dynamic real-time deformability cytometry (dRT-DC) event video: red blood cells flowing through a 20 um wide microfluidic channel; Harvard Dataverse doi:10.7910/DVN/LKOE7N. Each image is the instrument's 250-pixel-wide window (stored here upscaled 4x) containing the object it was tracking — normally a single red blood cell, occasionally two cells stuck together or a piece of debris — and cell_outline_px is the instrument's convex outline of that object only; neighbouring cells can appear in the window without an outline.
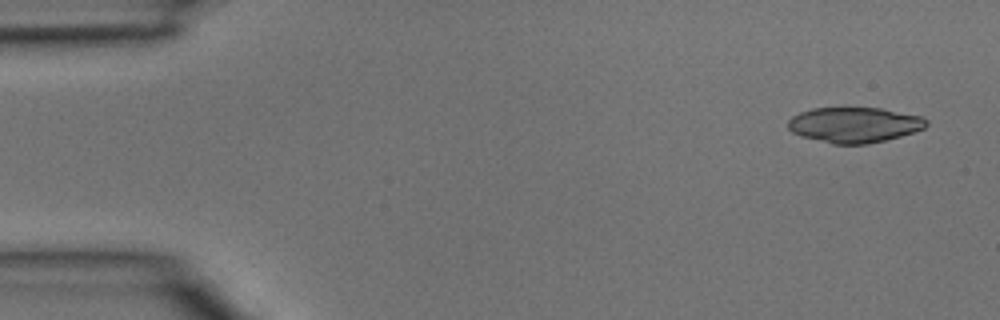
{"species": "common noctule bat (a hibernating species)", "species_latin": "Nyctalus noctula", "temperature_condition": "room temperature", "stored_images_in_passage": 4, "camera_frame_rate_fps": 3000, "um_per_image_px": 0.085, "animal": {"sex": "male", "body_mass_g": 15.6}, "frame": {"image": 1, "passage_image": 1, "time_ms": 0.0, "image_size_px": [1000, 320], "cell_outline_px": [[928, 124], [924, 128], [900, 136], [868, 144], [832, 144], [800, 136], [792, 132], [788, 128], [788, 120], [792, 116], [800, 112], [812, 108], [880, 108], [924, 116], [928, 120]], "centroid_in_image_um": [72.61, 10.61], "position_along_channel_um": 12.4, "area_um2": 28.61}}